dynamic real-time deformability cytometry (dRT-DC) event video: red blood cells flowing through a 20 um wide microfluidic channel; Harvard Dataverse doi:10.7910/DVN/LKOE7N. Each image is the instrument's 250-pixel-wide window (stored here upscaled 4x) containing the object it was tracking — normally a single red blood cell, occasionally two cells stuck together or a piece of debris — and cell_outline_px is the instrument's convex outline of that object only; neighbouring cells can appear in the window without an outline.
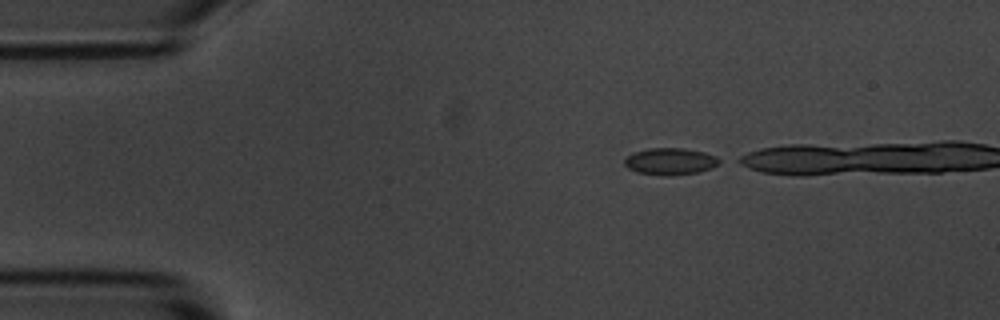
{"species": "common noctule bat (a hibernating species)", "species_latin": "Nyctalus noctula", "temperature_condition": "room temperature", "stored_images_in_passage": 21, "camera_frame_rate_fps": 3000, "um_per_image_px": 0.085, "animal": {"sex": "male", "body_mass_g": 20.1, "forearm_length_mm": 53.5}, "frame": {"image": 1, "passage_image": 1, "time_ms": 0.0, "image_size_px": [1000, 320], "cell_outline_px": [[724, 160], [720, 164], [712, 168], [700, 172], [668, 176], [664, 176], [636, 172], [628, 168], [624, 164], [624, 160], [632, 152], [648, 148], [684, 148], [704, 152], [716, 156]], "centroid_in_image_um": [57.01, 13.72], "position_along_channel_um": 28.0, "area_um2": 15.14}}
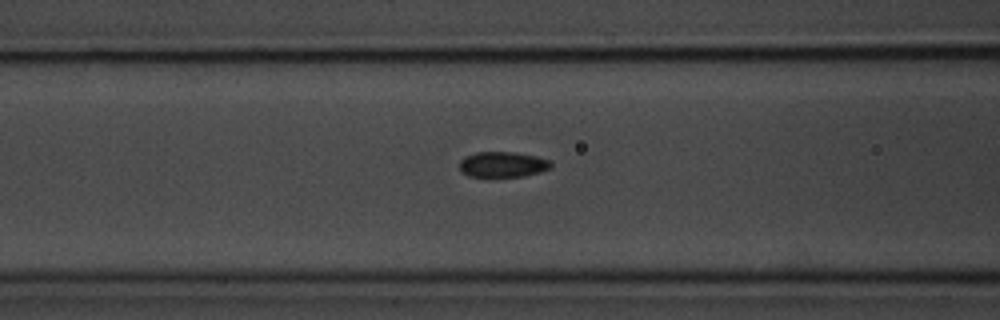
{"frame": {"image": 2, "passage_image": 13, "time_ms": 4.0, "image_size_px": [1000, 320], "cell_outline_px": [[552, 168], [540, 172], [524, 176], [484, 180], [468, 176], [460, 172], [460, 160], [464, 156], [476, 152], [516, 152], [536, 156], [548, 160], [552, 164]], "centroid_in_image_um": [42.67, 14.03], "position_along_channel_um": 123.9, "area_um2": 14.45}}
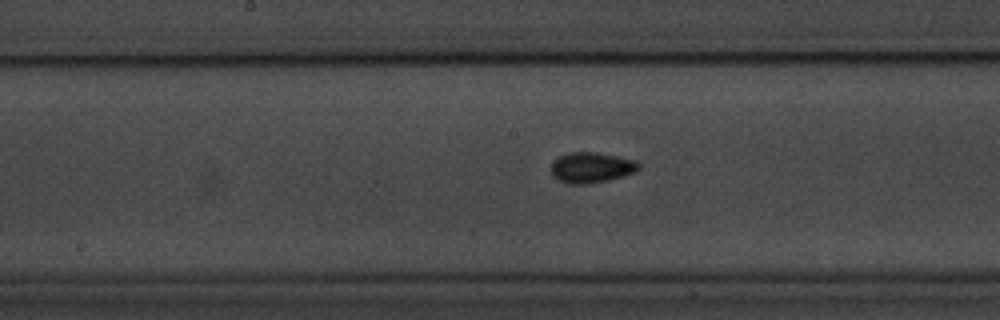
{"frame": {"image": 3, "passage_image": 19, "time_ms": 6.0, "image_size_px": [1000, 320], "cell_outline_px": [[640, 168], [636, 172], [608, 180], [584, 184], [568, 184], [552, 176], [552, 164], [560, 156], [568, 152], [596, 152], [636, 160], [640, 164]], "centroid_in_image_um": [50.29, 14.24], "position_along_channel_um": 197.9, "area_um2": 15.49}}